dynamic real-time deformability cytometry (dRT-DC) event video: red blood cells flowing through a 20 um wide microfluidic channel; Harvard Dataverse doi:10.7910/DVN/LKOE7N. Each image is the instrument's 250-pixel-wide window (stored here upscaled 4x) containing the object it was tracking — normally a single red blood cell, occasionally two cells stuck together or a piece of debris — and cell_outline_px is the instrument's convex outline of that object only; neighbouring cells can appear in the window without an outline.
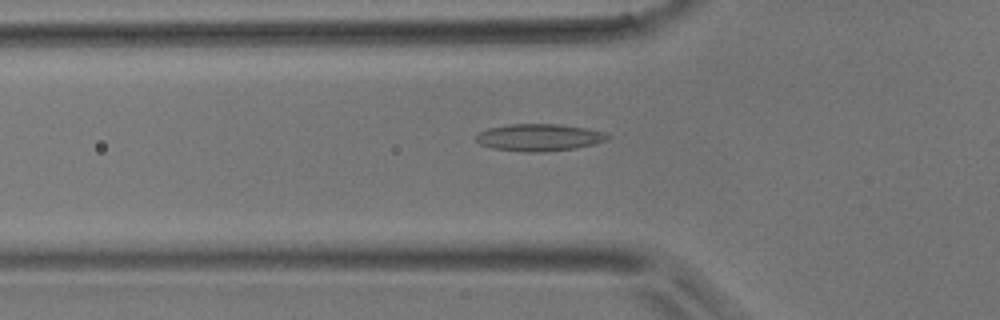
{"species": "common noctule bat (a hibernating species)", "species_latin": "Nyctalus noctula", "temperature_condition": "room temperature", "stored_images_in_passage": 36, "camera_frame_rate_fps": 3000, "um_per_image_px": 0.085, "animal": {"sex": "male", "body_mass_g": 17.9}, "frame": {"image": 1, "passage_image": 4, "time_ms": 1.0, "image_size_px": [1000, 320], "cell_outline_px": [[612, 136], [608, 140], [596, 144], [576, 148], [544, 152], [528, 152], [492, 148], [480, 144], [476, 140], [476, 136], [480, 132], [488, 128], [508, 124], [556, 124], [588, 128], [604, 132]], "centroid_in_image_um": [45.88, 11.68], "position_along_channel_um": 79.9, "area_um2": 20.92}}
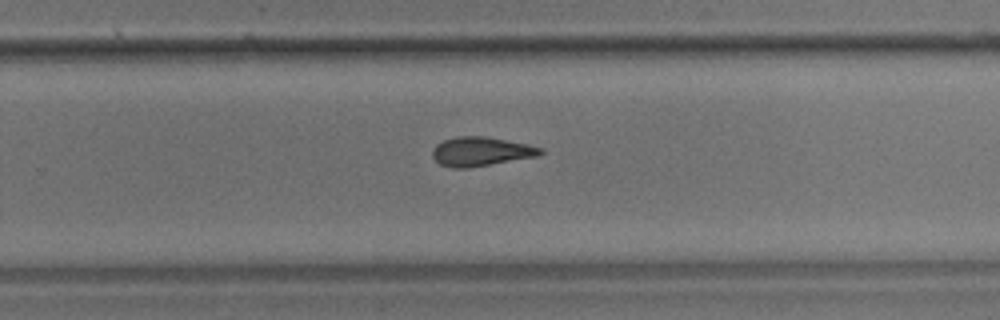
{"frame": {"image": 2, "passage_image": 19, "time_ms": 6.0, "image_size_px": [1000, 320], "cell_outline_px": [[544, 152], [540, 156], [468, 168], [452, 168], [440, 164], [432, 156], [432, 148], [436, 144], [444, 140], [456, 136], [484, 136], [528, 144], [544, 148]], "centroid_in_image_um": [40.9, 12.88], "position_along_channel_um": 288.9, "area_um2": 18.5}}
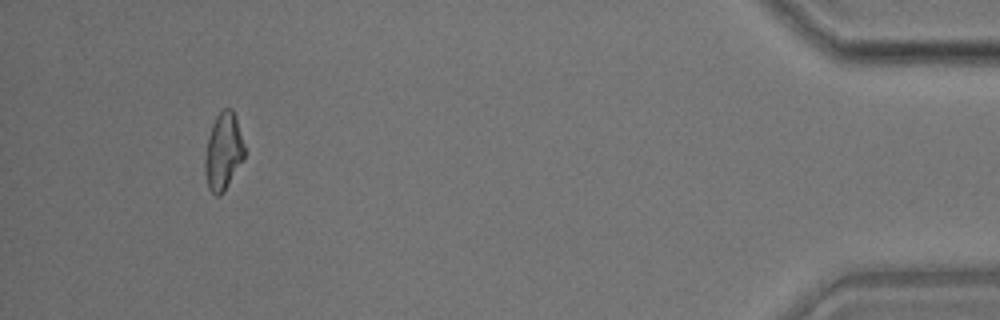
{"frame": {"image": 3, "passage_image": 33, "time_ms": 10.667, "image_size_px": [1000, 320], "cell_outline_px": [[248, 152], [224, 192], [220, 196], [216, 196], [208, 188], [204, 172], [204, 160], [208, 136], [212, 124], [216, 116], [224, 108], [232, 108], [236, 116]], "centroid_in_image_um": [19.01, 12.88], "position_along_channel_um": 416.2, "area_um2": 18.32}}